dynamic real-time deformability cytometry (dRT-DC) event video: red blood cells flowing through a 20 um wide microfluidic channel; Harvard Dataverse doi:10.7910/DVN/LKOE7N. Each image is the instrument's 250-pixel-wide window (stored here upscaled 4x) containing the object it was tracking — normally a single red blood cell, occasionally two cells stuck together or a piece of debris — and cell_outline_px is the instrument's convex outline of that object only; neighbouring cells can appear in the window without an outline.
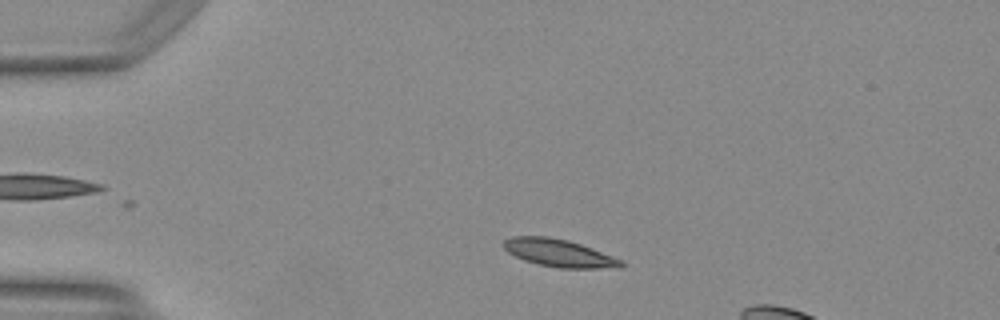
{"species": "Egyptian fruit bat (a non-hibernating species)", "species_latin": "Rousettus aegyptiacus", "temperature_condition": "warm", "stored_images_in_passage": 31, "camera_frame_rate_fps": 3000, "um_per_image_px": 0.085, "animal": {"sex": "female"}, "frame": {"image": 1, "passage_image": 1, "time_ms": 0.0, "image_size_px": [1000, 320], "cell_outline_px": [[624, 264], [620, 268], [560, 268], [540, 264], [524, 260], [508, 252], [500, 244], [504, 240], [512, 236], [548, 236], [568, 240], [592, 248], [624, 260]], "centroid_in_image_um": [47.52, 21.5], "position_along_channel_um": 37.5, "area_um2": 18.96}}
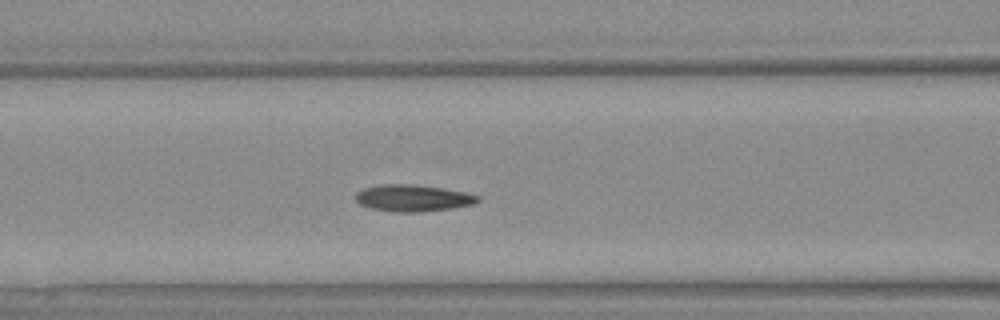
{"frame": {"image": 2, "passage_image": 11, "time_ms": 3.333, "image_size_px": [1000, 320], "cell_outline_px": [[480, 200], [472, 204], [452, 208], [420, 212], [396, 212], [368, 208], [360, 204], [356, 200], [356, 192], [364, 188], [380, 184], [412, 184], [444, 188], [464, 192], [480, 196]], "centroid_in_image_um": [35.08, 16.83], "position_along_channel_um": 131.5, "area_um2": 19.07}}
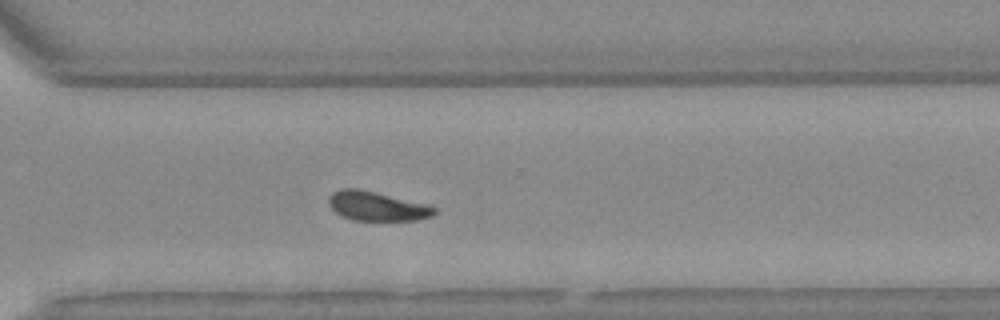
{"frame": {"image": 3, "passage_image": 26, "time_ms": 8.333, "image_size_px": [1000, 320], "cell_outline_px": [[436, 212], [432, 216], [416, 220], [352, 220], [340, 216], [328, 204], [328, 200], [332, 192], [344, 188], [356, 188], [424, 204], [436, 208]], "centroid_in_image_um": [31.98, 17.54], "position_along_channel_um": 338.6, "area_um2": 17.63}, "authors_computed_cell_mechanics": {"area_um2": 18.6116, "velocity_mm_per_s": 4.153, "shape_relaxation_time_tau1_ms": 6.0124, "shape_relaxation_time_tau2_ms": 4.511, "deformation_change_tau1": 0.1512, "deformation_change_tau2": 0.0807}}